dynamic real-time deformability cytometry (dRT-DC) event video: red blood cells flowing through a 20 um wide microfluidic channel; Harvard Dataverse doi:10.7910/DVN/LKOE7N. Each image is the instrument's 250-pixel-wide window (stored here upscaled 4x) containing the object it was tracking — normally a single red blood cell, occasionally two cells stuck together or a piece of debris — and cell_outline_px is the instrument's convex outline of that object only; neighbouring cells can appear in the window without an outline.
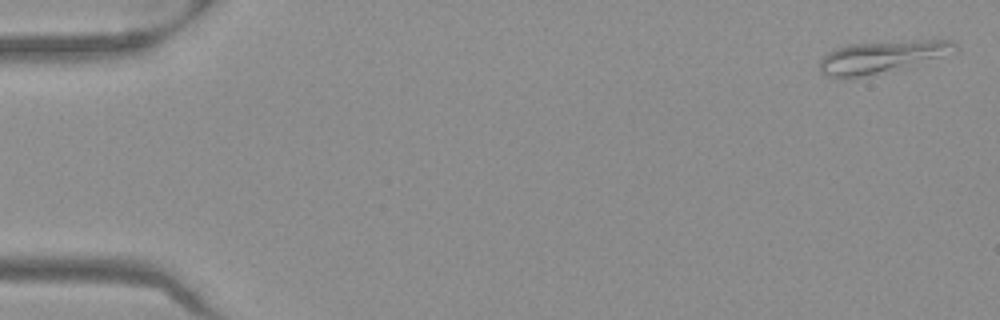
{"species": "Egyptian fruit bat (a non-hibernating species)", "species_latin": "Rousettus aegyptiacus", "temperature_condition": "warm", "stored_images_in_passage": 50, "camera_frame_rate_fps": 3000, "um_per_image_px": 0.085, "frame": {"image": 1, "passage_image": 1, "time_ms": 0.0, "image_size_px": [1000, 320], "cell_outline_px": [[956, 52], [912, 68], [848, 80], [840, 80], [828, 76], [820, 72], [820, 60], [828, 52], [836, 48], [848, 44], [912, 40], [952, 40], [956, 44]], "centroid_in_image_um": [74.98, 4.89], "position_along_channel_um": 10.0, "area_um2": 26.65}}
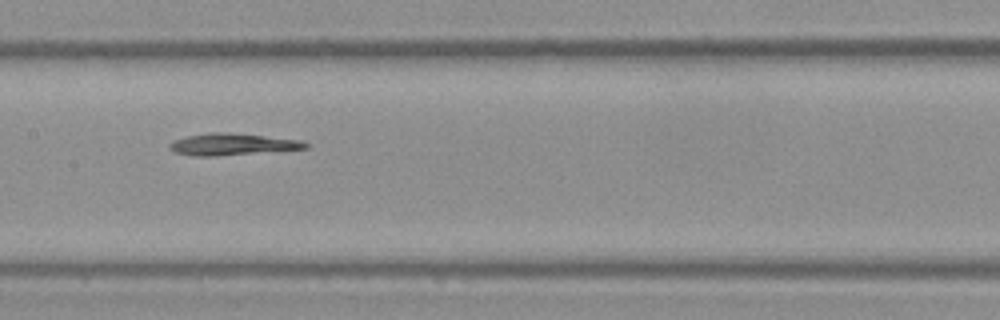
{"frame": {"image": 2, "passage_image": 25, "time_ms": 8.0, "image_size_px": [1000, 320], "cell_outline_px": [[312, 144], [308, 148], [216, 156], [192, 156], [176, 152], [168, 148], [168, 144], [172, 140], [188, 136], [208, 132], [228, 132], [300, 140]], "centroid_in_image_um": [19.71, 12.26], "position_along_channel_um": 187.7, "area_um2": 17.22}}
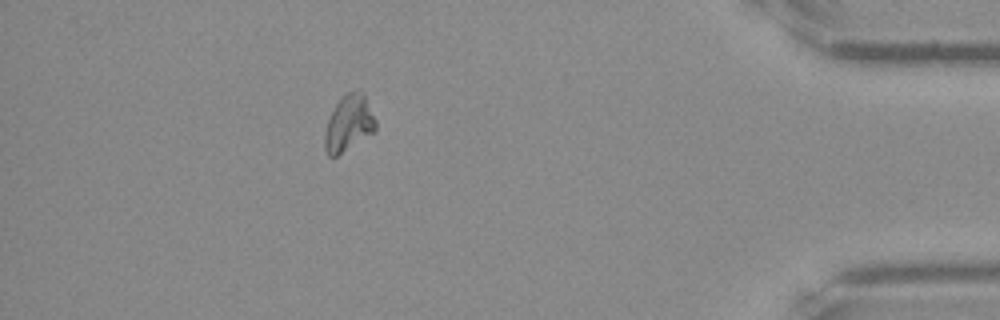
{"frame": {"image": 3, "passage_image": 45, "time_ms": 14.667, "image_size_px": [1000, 320], "cell_outline_px": [[376, 132], [336, 156], [328, 156], [324, 148], [324, 132], [328, 120], [336, 104], [348, 92], [364, 92], [376, 120]], "centroid_in_image_um": [29.66, 10.51], "position_along_channel_um": 405.5, "area_um2": 16.59}}